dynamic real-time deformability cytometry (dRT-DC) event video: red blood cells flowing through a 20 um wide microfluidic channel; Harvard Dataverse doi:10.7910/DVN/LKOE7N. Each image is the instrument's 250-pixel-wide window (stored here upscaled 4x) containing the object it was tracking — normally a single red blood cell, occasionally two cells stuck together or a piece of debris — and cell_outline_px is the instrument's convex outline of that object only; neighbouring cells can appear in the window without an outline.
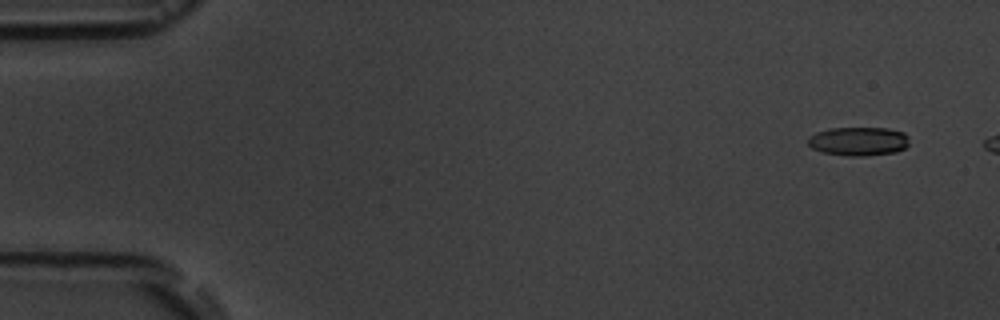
{"species": "common noctule bat (a hibernating species)", "species_latin": "Nyctalus noctula", "temperature_condition": "room temperature", "stored_images_in_passage": 3, "camera_frame_rate_fps": 3000, "um_per_image_px": 0.085, "animal": {"sex": "male", "body_mass_g": 19.5, "forearm_length_mm": 54.6}, "frame": {"image": 1, "passage_image": 1, "time_ms": 0.0, "image_size_px": [1000, 320], "cell_outline_px": [[908, 144], [904, 148], [896, 152], [864, 156], [848, 156], [824, 152], [812, 148], [808, 144], [808, 136], [816, 132], [828, 128], [888, 128], [904, 132], [908, 136]], "centroid_in_image_um": [72.97, 12.0], "position_along_channel_um": 12.0, "area_um2": 17.05}}